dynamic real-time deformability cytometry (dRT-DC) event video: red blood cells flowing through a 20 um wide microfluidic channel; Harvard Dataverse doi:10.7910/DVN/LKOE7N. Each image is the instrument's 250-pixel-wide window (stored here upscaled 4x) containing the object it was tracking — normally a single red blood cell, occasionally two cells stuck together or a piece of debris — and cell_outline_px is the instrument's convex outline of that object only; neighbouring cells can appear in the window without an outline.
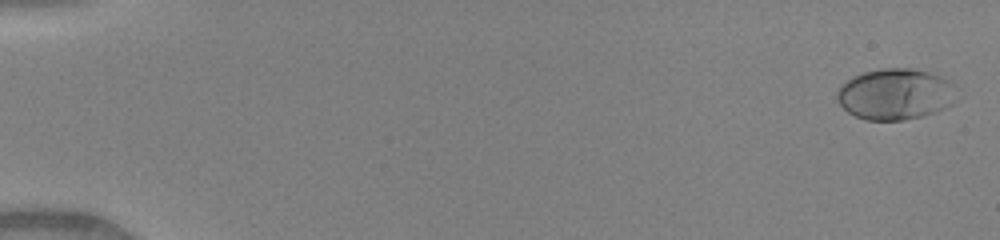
{"species": "human", "species_latin": "Homo sapiens", "temperature_condition": "warm", "stored_images_in_passage": 50, "camera_frame_rate_fps": 3000, "um_per_image_px": 0.085, "donor": {"sex": "female"}, "frame": {"image": 1, "passage_image": 2, "time_ms": 0.333, "image_size_px": [1000, 240], "cell_outline_px": [[956, 100], [952, 104], [944, 108], [924, 116], [904, 120], [864, 120], [848, 112], [836, 100], [836, 92], [840, 84], [852, 76], [864, 72], [884, 68], [912, 68], [928, 72], [940, 76], [948, 80], [952, 84]], "centroid_in_image_um": [76.06, 8.0], "position_along_channel_um": 8.9, "area_um2": 35.78}}
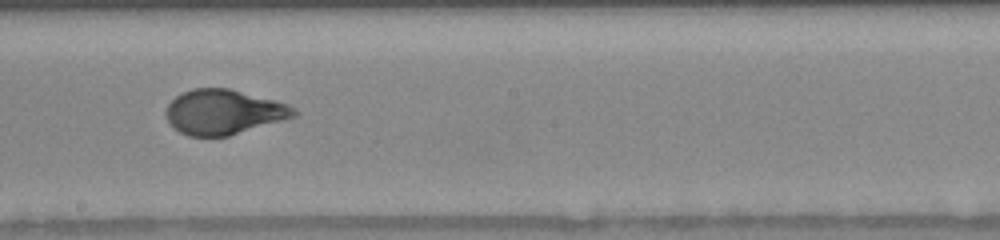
{"frame": {"image": 2, "passage_image": 30, "time_ms": 9.667, "image_size_px": [1000, 240], "cell_outline_px": [[296, 116], [228, 136], [188, 136], [172, 128], [164, 112], [168, 104], [176, 96], [192, 88], [228, 88], [288, 104], [296, 112]], "centroid_in_image_um": [18.95, 9.52], "position_along_channel_um": 229.3, "area_um2": 33.12}}
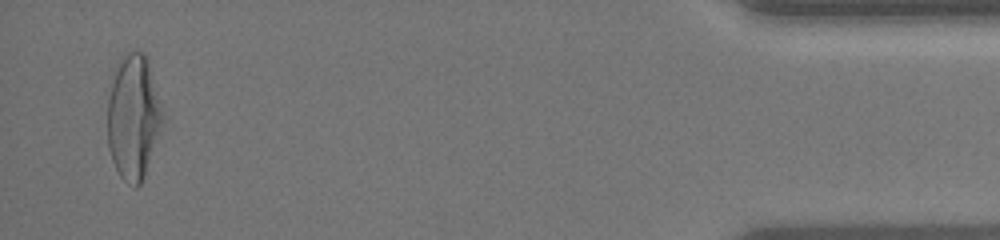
{"frame": {"image": 3, "passage_image": 49, "time_ms": 16.0, "image_size_px": [1000, 240], "cell_outline_px": [[168, 120], [144, 176], [140, 184], [136, 188], [128, 184], [120, 176], [112, 160], [108, 148], [108, 100], [116, 64], [120, 56], [124, 52], [144, 52]], "centroid_in_image_um": [11.4, 9.98], "position_along_channel_um": 423.8, "area_um2": 41.1}, "authors_computed_cell_mechanics": {"area_um2": 33.7841, "velocity_mm_per_s": 4.154, "shape_relaxation_time_tau1_ms": 4.7687, "shape_relaxation_time_tau2_ms": null, "deformation_change_tau1": 0.2218, "deformation_change_tau2": null}}